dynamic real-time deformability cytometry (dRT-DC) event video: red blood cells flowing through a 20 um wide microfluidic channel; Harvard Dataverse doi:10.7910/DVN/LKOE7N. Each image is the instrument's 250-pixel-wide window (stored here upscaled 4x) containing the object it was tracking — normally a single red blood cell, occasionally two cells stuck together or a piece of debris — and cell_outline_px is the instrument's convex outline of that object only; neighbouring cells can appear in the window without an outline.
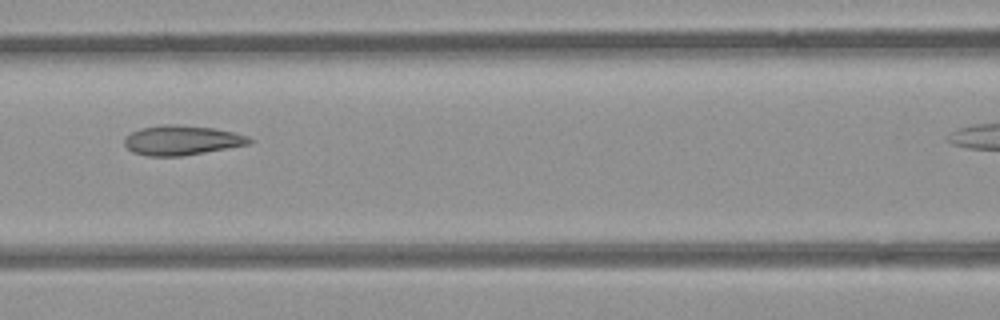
{"species": "common noctule bat (a hibernating species)", "species_latin": "Nyctalus noctula", "temperature_condition": "room temperature", "stored_images_in_passage": 5, "segment_of_instrument_passage": [1, 2], "camera_frame_rate_fps": 3000, "um_per_image_px": 0.085, "animal": {"sex": "female", "body_mass_g": 21.9}, "frame": {"image": 1, "passage_image": 4, "time_ms": 3.333, "image_size_px": [1000, 320], "cell_outline_px": [[252, 140], [248, 144], [184, 156], [148, 156], [132, 152], [124, 144], [124, 140], [132, 132], [140, 128], [164, 124], [176, 124], [212, 128], [232, 132], [248, 136]], "centroid_in_image_um": [15.42, 11.92], "position_along_channel_um": 151.2, "area_um2": 21.39}}